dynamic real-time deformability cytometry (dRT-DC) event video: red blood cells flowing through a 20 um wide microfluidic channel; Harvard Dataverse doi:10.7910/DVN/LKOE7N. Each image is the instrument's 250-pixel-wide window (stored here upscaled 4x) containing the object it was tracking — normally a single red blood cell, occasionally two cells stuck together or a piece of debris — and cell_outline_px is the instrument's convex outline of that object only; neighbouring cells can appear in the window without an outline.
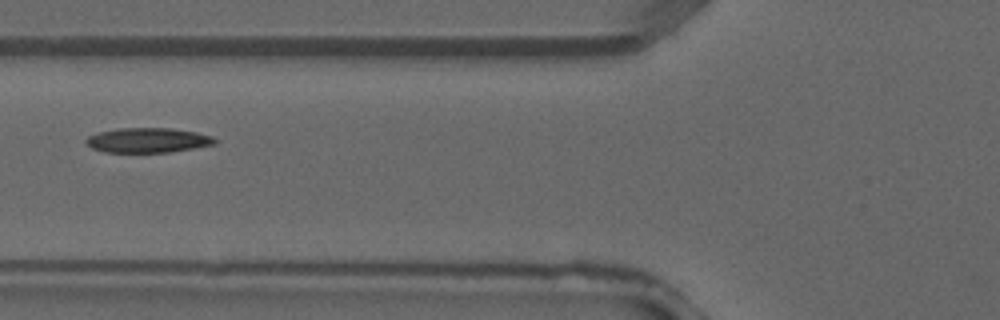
{"species": "common noctule bat (a hibernating species)", "species_latin": "Nyctalus noctula", "temperature_condition": "warm", "stored_images_in_passage": 3, "camera_frame_rate_fps": 3000, "um_per_image_px": 0.085, "animal": {"sex": "male", "forearm_length_mm": 52.5}, "frame": {"image": 1, "passage_image": 3, "time_ms": 0.667, "image_size_px": [1000, 320], "cell_outline_px": [[220, 140], [216, 144], [168, 152], [104, 152], [92, 148], [84, 140], [88, 136], [100, 132], [116, 128], [172, 128], [196, 132], [212, 136]], "centroid_in_image_um": [12.59, 11.91], "position_along_channel_um": 113.2, "area_um2": 18.61}}